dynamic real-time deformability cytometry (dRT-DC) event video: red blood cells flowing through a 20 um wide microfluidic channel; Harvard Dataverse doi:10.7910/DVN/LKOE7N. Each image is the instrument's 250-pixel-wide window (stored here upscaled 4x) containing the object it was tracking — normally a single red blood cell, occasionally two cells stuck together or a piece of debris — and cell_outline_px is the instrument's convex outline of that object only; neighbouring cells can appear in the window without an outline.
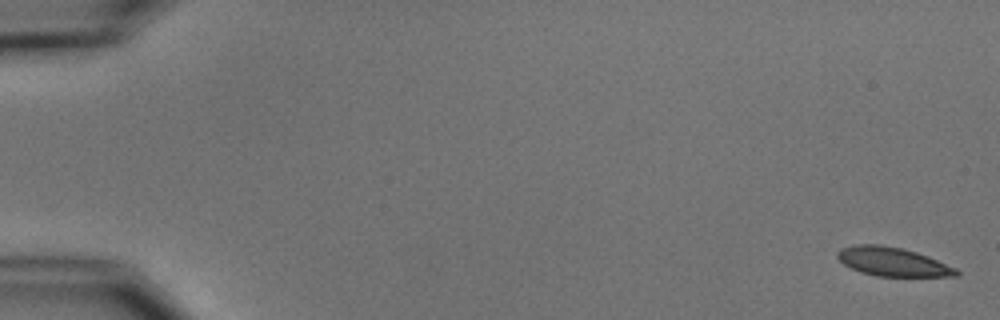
{"species": "common noctule bat (a hibernating species)", "species_latin": "Nyctalus noctula", "temperature_condition": "cold", "stored_images_in_passage": 9, "camera_frame_rate_fps": 3000, "um_per_image_px": 0.085, "animal": {"sex": "male", "body_mass_g": 15.6}, "frame": {"image": 1, "passage_image": 1, "time_ms": 0.0, "image_size_px": [1000, 320], "cell_outline_px": [[960, 272], [956, 276], [876, 276], [860, 272], [844, 264], [836, 256], [836, 252], [840, 248], [856, 244], [880, 244], [904, 248], [928, 256], [956, 268]], "centroid_in_image_um": [75.85, 22.23], "position_along_channel_um": 9.2, "area_um2": 20.0}}
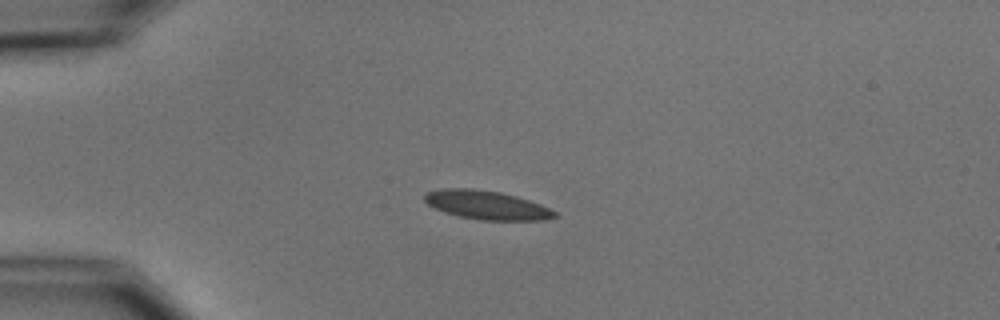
{"frame": {"image": 2, "passage_image": 4, "time_ms": 4.333, "image_size_px": [1000, 320], "cell_outline_px": [[560, 216], [544, 220], [480, 220], [460, 216], [444, 212], [428, 204], [424, 200], [424, 196], [428, 192], [440, 188], [472, 188], [500, 192], [516, 196], [540, 204], [556, 212]], "centroid_in_image_um": [41.38, 17.43], "position_along_channel_um": 43.6, "area_um2": 21.73}}
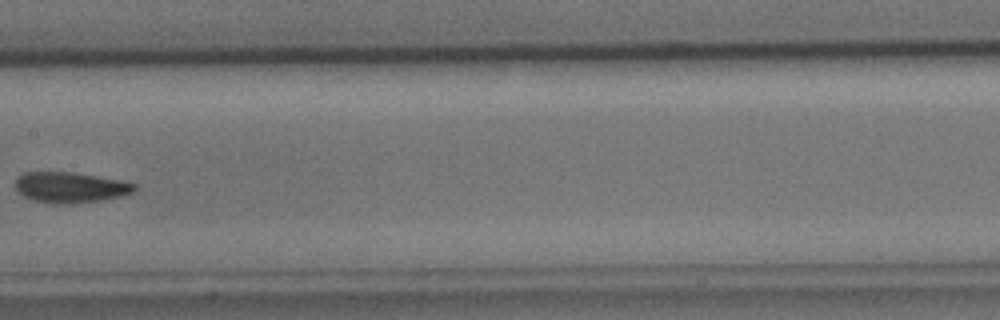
{"frame": {"image": 3, "passage_image": 8, "time_ms": 9.333, "image_size_px": [1000, 320], "cell_outline_px": [[136, 188], [132, 192], [120, 196], [100, 200], [72, 204], [52, 204], [36, 200], [24, 196], [16, 192], [12, 184], [16, 176], [24, 172], [72, 172], [124, 180], [136, 184]], "centroid_in_image_um": [5.91, 15.92], "position_along_channel_um": 201.5, "area_um2": 21.62}}